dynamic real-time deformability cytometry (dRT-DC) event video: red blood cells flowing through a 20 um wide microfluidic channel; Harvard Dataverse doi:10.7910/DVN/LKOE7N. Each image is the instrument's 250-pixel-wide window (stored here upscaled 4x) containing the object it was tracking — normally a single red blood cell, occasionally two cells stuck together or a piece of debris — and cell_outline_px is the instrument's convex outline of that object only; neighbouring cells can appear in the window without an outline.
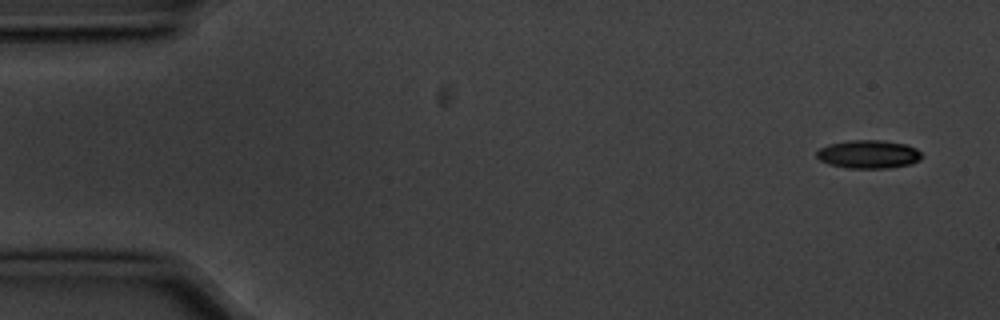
{"species": "common noctule bat (a hibernating species)", "species_latin": "Nyctalus noctula", "temperature_condition": "cold", "stored_images_in_passage": 9, "camera_frame_rate_fps": 3000, "um_per_image_px": 0.085, "animal": {"sex": "male", "body_mass_g": 20.1, "forearm_length_mm": 53.5}, "frame": {"image": 1, "passage_image": 1, "time_ms": 0.0, "image_size_px": [1000, 320], "cell_outline_px": [[920, 160], [912, 164], [888, 168], [848, 168], [828, 164], [820, 160], [816, 156], [816, 152], [820, 148], [828, 144], [848, 140], [884, 140], [904, 144], [916, 148], [920, 152]], "centroid_in_image_um": [73.8, 13.11], "position_along_channel_um": 11.2, "area_um2": 17.4}}
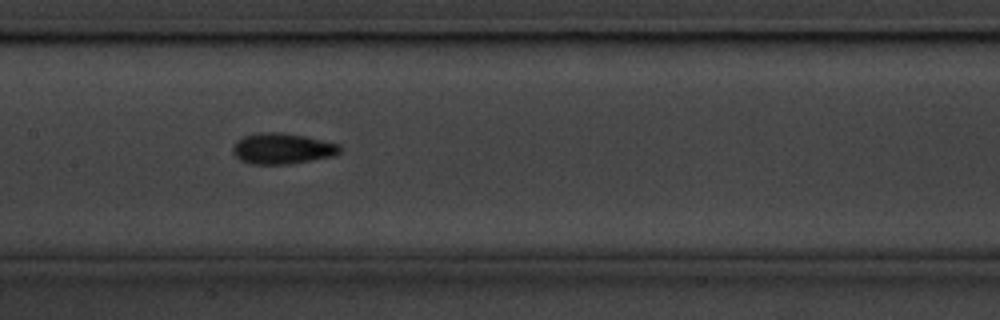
{"frame": {"image": 2, "passage_image": 8, "time_ms": 2.333, "image_size_px": [1000, 320], "cell_outline_px": [[340, 152], [332, 156], [288, 164], [252, 164], [240, 160], [232, 152], [232, 148], [236, 140], [244, 136], [256, 132], [284, 132], [304, 136], [340, 144]], "centroid_in_image_um": [23.95, 12.61], "position_along_channel_um": 183.5, "area_um2": 19.25}}
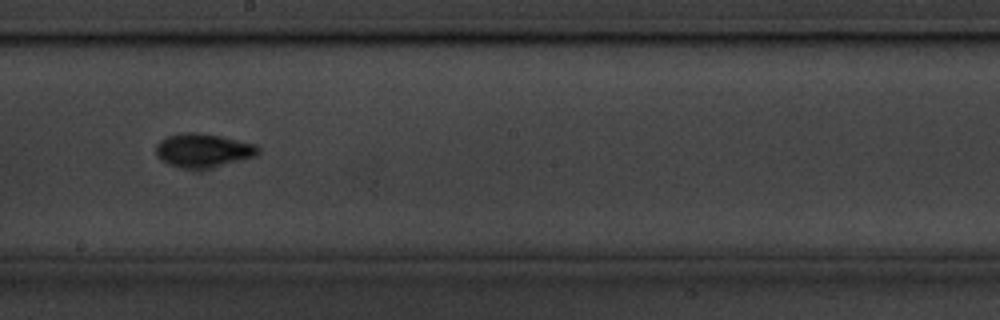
{"frame": {"image": 3, "passage_image": 9, "time_ms": 2.667, "image_size_px": [1000, 320], "cell_outline_px": [[260, 152], [256, 156], [208, 168], [184, 168], [168, 164], [160, 160], [156, 156], [156, 144], [160, 140], [168, 136], [180, 132], [200, 132], [220, 136], [256, 144], [260, 148]], "centroid_in_image_um": [17.24, 12.76], "position_along_channel_um": 231.0, "area_um2": 20.11}}